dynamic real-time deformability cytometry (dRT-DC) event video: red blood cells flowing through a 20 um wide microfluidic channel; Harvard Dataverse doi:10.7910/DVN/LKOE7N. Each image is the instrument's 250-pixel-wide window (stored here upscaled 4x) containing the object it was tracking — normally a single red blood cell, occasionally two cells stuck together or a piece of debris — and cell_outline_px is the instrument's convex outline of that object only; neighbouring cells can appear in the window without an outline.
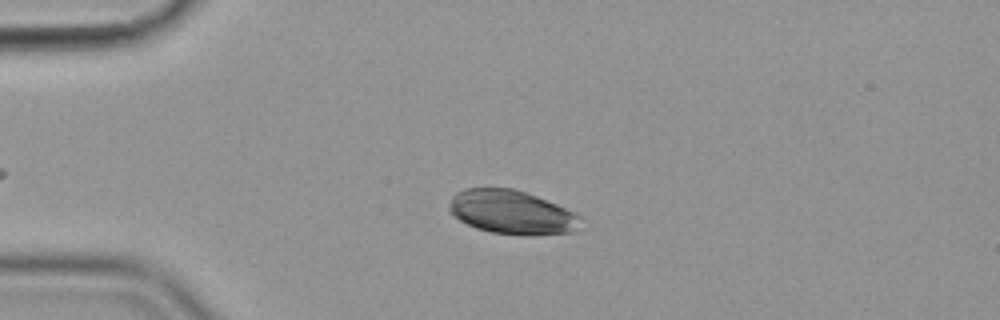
{"species": "common noctule bat (a hibernating species)", "species_latin": "Nyctalus noctula", "temperature_condition": "cold", "stored_images_in_passage": 50, "camera_frame_rate_fps": 3000, "um_per_image_px": 0.085, "animal": {"sex": "female", "body_mass_g": 19.9}, "frame": {"image": 1, "passage_image": 13, "time_ms": 4.0, "image_size_px": [1000, 320], "cell_outline_px": [[580, 216], [576, 232], [528, 236], [524, 236], [492, 232], [476, 228], [452, 216], [448, 208], [448, 204], [452, 196], [456, 192], [464, 188], [512, 188], [536, 196], [576, 212]], "centroid_in_image_um": [43.47, 18.05], "position_along_channel_um": 41.5, "area_um2": 33.76}}